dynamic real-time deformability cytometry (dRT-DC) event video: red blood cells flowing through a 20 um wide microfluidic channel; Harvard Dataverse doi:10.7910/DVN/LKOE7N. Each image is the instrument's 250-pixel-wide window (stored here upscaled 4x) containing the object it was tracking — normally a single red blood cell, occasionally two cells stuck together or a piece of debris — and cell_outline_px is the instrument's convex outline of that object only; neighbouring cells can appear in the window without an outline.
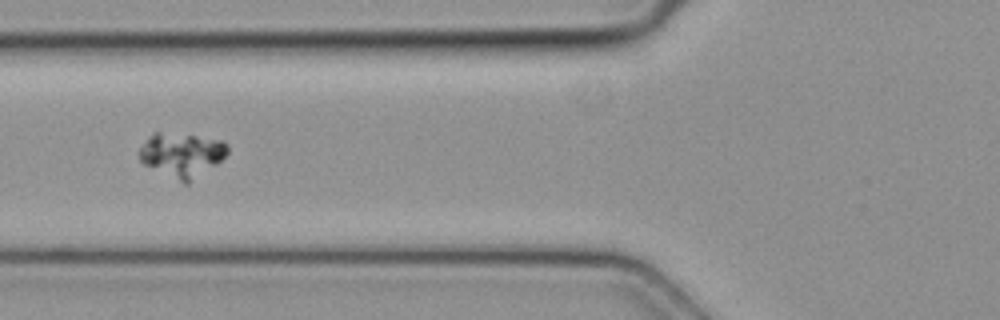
{"species": "common noctule bat (a hibernating species)", "species_latin": "Nyctalus noctula", "temperature_condition": "cold", "stored_images_in_passage": 3, "camera_frame_rate_fps": 3000, "um_per_image_px": 0.085, "animal": {"sex": "female", "body_mass_g": 19.3, "forearm_length_mm": 54.1}, "frame": {"image": 1, "passage_image": 3, "time_ms": 0.667, "image_size_px": [1000, 320], "cell_outline_px": [[228, 152], [216, 164], [188, 184], [184, 184], [144, 164], [140, 160], [140, 148], [148, 136], [152, 132], [160, 132], [196, 136], [224, 140], [228, 144]], "centroid_in_image_um": [15.46, 13.15], "position_along_channel_um": 110.3, "area_um2": 22.6}}